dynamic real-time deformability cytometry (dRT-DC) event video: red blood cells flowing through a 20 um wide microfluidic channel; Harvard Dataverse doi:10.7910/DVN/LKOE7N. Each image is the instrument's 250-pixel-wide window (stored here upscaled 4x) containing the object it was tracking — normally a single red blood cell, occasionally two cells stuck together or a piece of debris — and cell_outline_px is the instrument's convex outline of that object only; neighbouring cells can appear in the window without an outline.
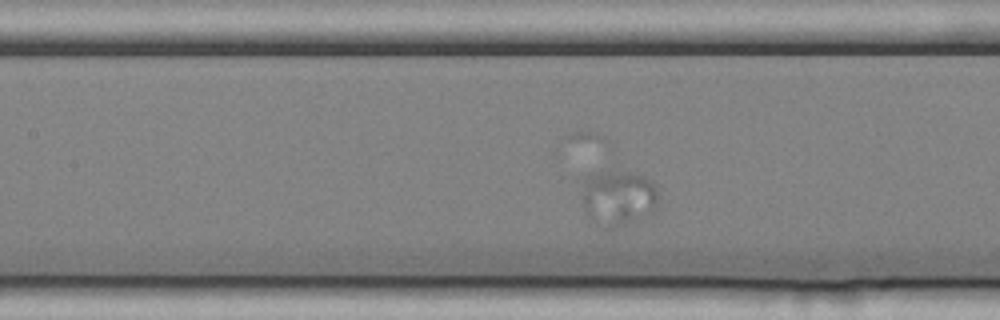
{"species": "common noctule bat (a hibernating species)", "species_latin": "Nyctalus noctula", "temperature_condition": "cold", "stored_images_in_passage": 41, "camera_frame_rate_fps": 3000, "um_per_image_px": 0.085, "animal": {"sex": "female", "body_mass_g": 25.1}, "frame": {"image": 1, "passage_image": 14, "time_ms": 4.333, "image_size_px": [1000, 320], "cell_outline_px": [[660, 196], [648, 220], [608, 228], [604, 228], [588, 216], [584, 204], [584, 176], [592, 172], [608, 172], [644, 176], [652, 180], [656, 184]], "centroid_in_image_um": [52.62, 16.85], "position_along_channel_um": 154.8, "area_um2": 24.85}}
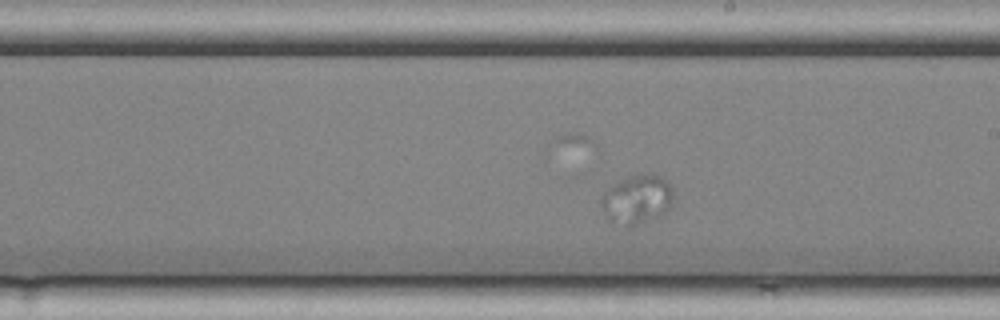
{"frame": {"image": 2, "passage_image": 21, "time_ms": 6.667, "image_size_px": [1000, 320], "cell_outline_px": [[672, 204], [664, 212], [632, 228], [612, 220], [600, 208], [600, 200], [604, 192], [612, 184], [620, 180], [632, 176], [648, 172], [652, 172], [668, 180], [672, 188]], "centroid_in_image_um": [54.15, 16.91], "position_along_channel_um": 234.9, "area_um2": 20.58}}
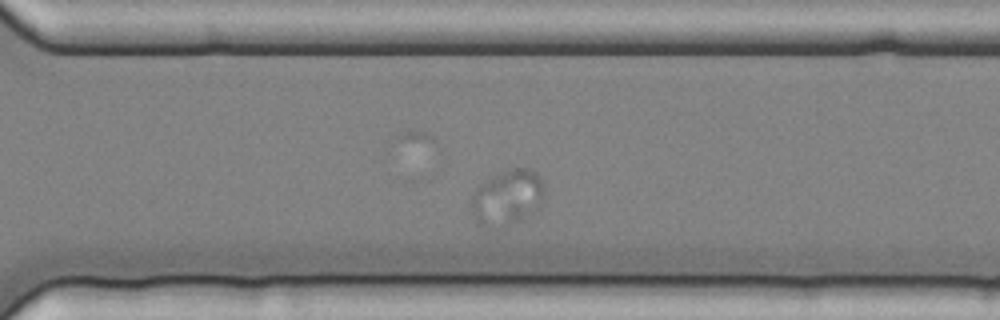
{"frame": {"image": 3, "passage_image": 29, "time_ms": 9.333, "image_size_px": [1000, 320], "cell_outline_px": [[544, 192], [540, 208], [520, 220], [508, 224], [488, 228], [480, 224], [476, 220], [468, 204], [476, 188], [480, 184], [492, 176], [508, 168], [532, 168], [540, 176], [544, 184]], "centroid_in_image_um": [43.12, 16.76], "position_along_channel_um": 327.5, "area_um2": 23.87}}